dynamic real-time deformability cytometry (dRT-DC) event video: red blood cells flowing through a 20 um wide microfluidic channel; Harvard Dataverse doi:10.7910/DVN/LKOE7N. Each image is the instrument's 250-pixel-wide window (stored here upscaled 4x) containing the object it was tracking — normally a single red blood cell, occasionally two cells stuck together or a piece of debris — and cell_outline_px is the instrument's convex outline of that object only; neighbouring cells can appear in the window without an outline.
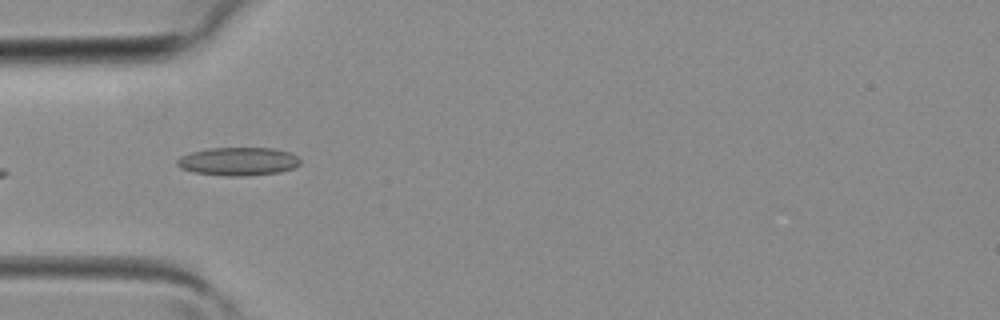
{"species": "common noctule bat (a hibernating species)", "species_latin": "Nyctalus noctula", "temperature_condition": "room temperature", "stored_images_in_passage": 5, "camera_frame_rate_fps": 3000, "um_per_image_px": 0.085, "animal": {"sex": "female", "body_mass_g": 19.3, "forearm_length_mm": 54.1}, "frame": {"image": 1, "passage_image": 4, "time_ms": 1.0, "image_size_px": [1000, 320], "cell_outline_px": [[300, 164], [292, 168], [280, 172], [244, 176], [224, 176], [192, 172], [180, 168], [176, 164], [176, 160], [180, 156], [192, 152], [208, 148], [276, 148], [288, 152], [296, 156], [300, 160]], "centroid_in_image_um": [20.22, 13.72], "position_along_channel_um": 64.8, "area_um2": 20.35}}
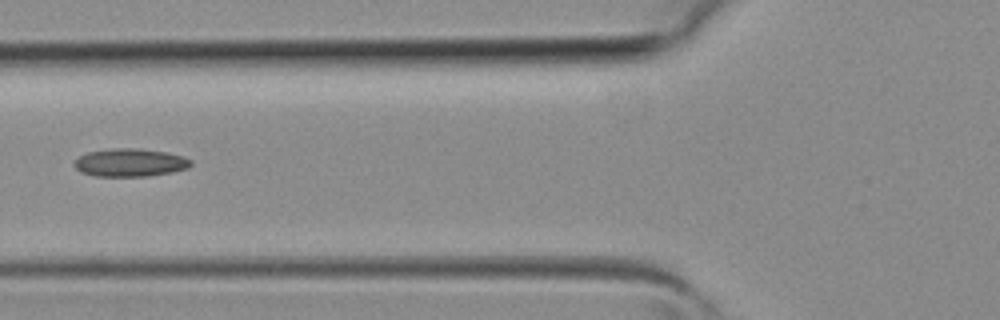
{"frame": {"image": 2, "passage_image": 5, "time_ms": 1.333, "image_size_px": [1000, 320], "cell_outline_px": [[192, 164], [188, 168], [172, 172], [148, 176], [96, 176], [80, 172], [72, 164], [80, 156], [88, 152], [116, 148], [136, 148], [164, 152], [180, 156], [192, 160]], "centroid_in_image_um": [11.04, 13.83], "position_along_channel_um": 114.8, "area_um2": 18.84}}